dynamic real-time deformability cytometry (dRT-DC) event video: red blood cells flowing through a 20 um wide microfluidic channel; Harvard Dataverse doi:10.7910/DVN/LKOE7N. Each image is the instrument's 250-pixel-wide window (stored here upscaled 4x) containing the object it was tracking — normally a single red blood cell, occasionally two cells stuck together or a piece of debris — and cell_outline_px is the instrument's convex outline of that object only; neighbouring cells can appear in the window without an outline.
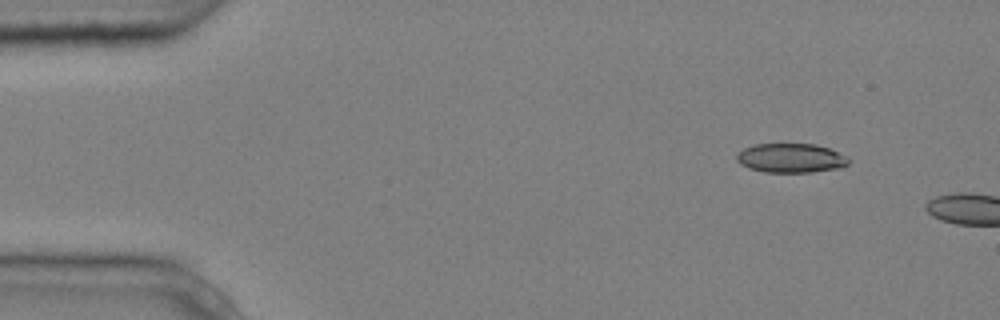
{"species": "common noctule bat (a hibernating species)", "species_latin": "Nyctalus noctula", "temperature_condition": "cold", "stored_images_in_passage": 2, "camera_frame_rate_fps": 3000, "um_per_image_px": 0.085, "animal": {"sex": "male", "body_mass_g": 20.4}, "frame": {"image": 1, "passage_image": 1, "time_ms": 0.0, "image_size_px": [1000, 320], "cell_outline_px": [[852, 160], [844, 168], [812, 172], [764, 172], [748, 168], [740, 164], [736, 160], [736, 156], [744, 148], [756, 144], [816, 144], [828, 148], [848, 156]], "centroid_in_image_um": [67.28, 13.44], "position_along_channel_um": 17.7, "area_um2": 19.31}}